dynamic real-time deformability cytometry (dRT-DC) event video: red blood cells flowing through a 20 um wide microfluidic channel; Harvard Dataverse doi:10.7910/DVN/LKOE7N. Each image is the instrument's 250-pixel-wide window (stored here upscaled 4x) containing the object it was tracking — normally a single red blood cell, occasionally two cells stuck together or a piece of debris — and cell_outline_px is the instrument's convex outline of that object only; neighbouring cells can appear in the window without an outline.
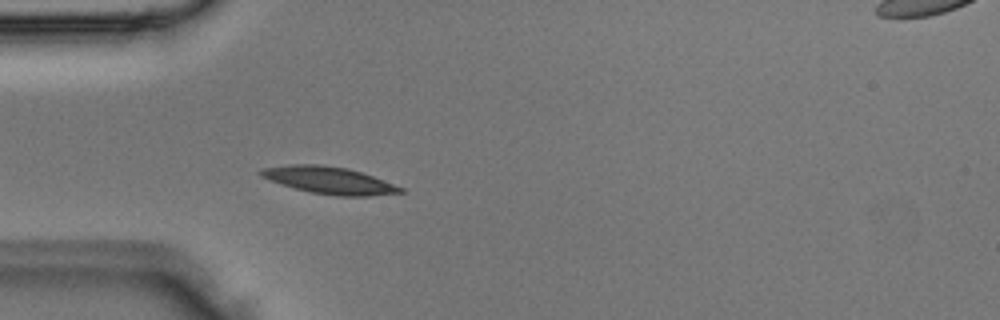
{"species": "Egyptian fruit bat (a non-hibernating species)", "species_latin": "Rousettus aegyptiacus", "temperature_condition": "room temperature", "stored_images_in_passage": 3, "camera_frame_rate_fps": 3000, "um_per_image_px": 0.085, "animal": {"sex": "male"}, "frame": {"image": 1, "passage_image": 3, "time_ms": 0.667, "image_size_px": [1000, 320], "cell_outline_px": [[404, 192], [368, 196], [336, 196], [312, 192], [296, 188], [260, 176], [256, 172], [260, 168], [292, 164], [320, 164], [348, 168], [372, 176], [404, 188]], "centroid_in_image_um": [27.96, 15.31], "position_along_channel_um": 57.0, "area_um2": 21.79}}